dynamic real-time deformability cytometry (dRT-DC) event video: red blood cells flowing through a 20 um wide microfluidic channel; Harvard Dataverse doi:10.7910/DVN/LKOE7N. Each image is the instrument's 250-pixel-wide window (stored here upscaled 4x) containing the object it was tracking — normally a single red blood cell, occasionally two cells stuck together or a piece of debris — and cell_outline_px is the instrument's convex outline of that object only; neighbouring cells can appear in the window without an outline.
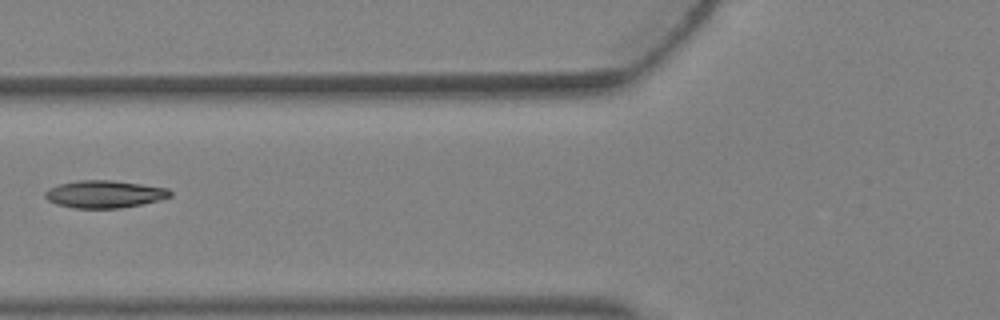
{"species": "Egyptian fruit bat (a non-hibernating species)", "species_latin": "Rousettus aegyptiacus", "temperature_condition": "warm", "stored_images_in_passage": 4, "camera_frame_rate_fps": 3000, "um_per_image_px": 0.085, "animal": {"sex": "female"}, "frame": {"image": 1, "passage_image": 4, "time_ms": 1.0, "image_size_px": [1000, 320], "cell_outline_px": [[172, 196], [160, 200], [120, 208], [72, 208], [56, 204], [48, 200], [44, 196], [44, 192], [48, 188], [60, 184], [80, 180], [112, 180], [168, 188], [172, 192]], "centroid_in_image_um": [8.87, 16.5], "position_along_channel_um": 116.9, "area_um2": 20.0}}